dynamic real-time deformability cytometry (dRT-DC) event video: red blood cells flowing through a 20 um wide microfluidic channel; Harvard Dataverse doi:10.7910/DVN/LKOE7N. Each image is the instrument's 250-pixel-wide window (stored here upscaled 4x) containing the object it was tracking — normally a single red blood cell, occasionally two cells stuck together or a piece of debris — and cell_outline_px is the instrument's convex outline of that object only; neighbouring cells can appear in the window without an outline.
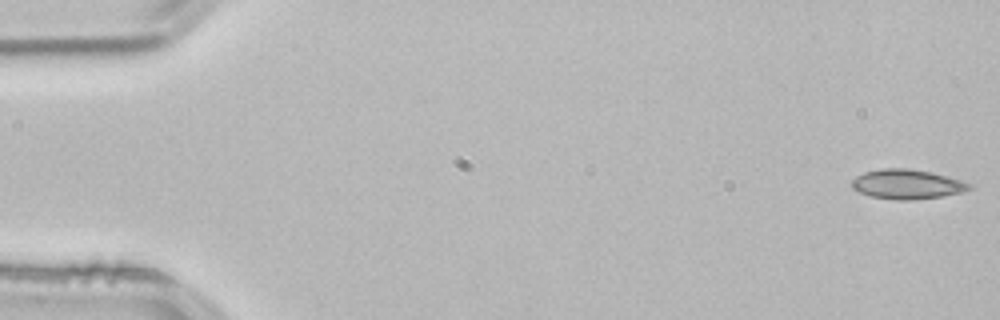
{"species": "common noctule bat (a hibernating species)", "species_latin": "Nyctalus noctula", "temperature_condition": "room temperature", "stored_images_in_passage": 51, "camera_frame_rate_fps": 3000, "um_per_image_px": 0.085, "animal": {"sex": "male", "body_mass_g": 21.5, "forearm_length_mm": 52.0}, "frame": {"image": 1, "passage_image": 1, "time_ms": 0.0, "image_size_px": [1000, 320], "cell_outline_px": [[972, 188], [964, 192], [940, 196], [912, 200], [896, 200], [872, 196], [860, 192], [852, 188], [852, 180], [856, 176], [864, 172], [880, 168], [908, 168], [932, 172], [960, 180], [972, 184]], "centroid_in_image_um": [77.1, 15.65], "position_along_channel_um": 7.9, "area_um2": 20.23}}
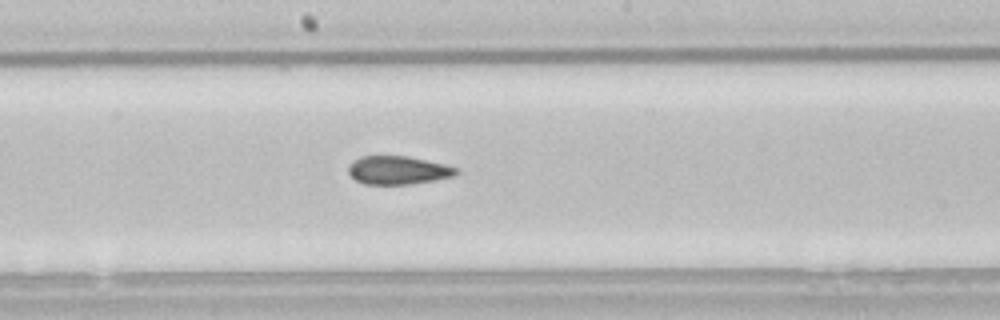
{"frame": {"image": 2, "passage_image": 28, "time_ms": 9.0, "image_size_px": [1000, 320], "cell_outline_px": [[460, 172], [452, 176], [436, 180], [412, 184], [364, 184], [356, 180], [348, 172], [348, 164], [360, 156], [408, 156], [444, 164], [456, 168]], "centroid_in_image_um": [33.81, 14.47], "position_along_channel_um": 214.4, "area_um2": 17.8}}
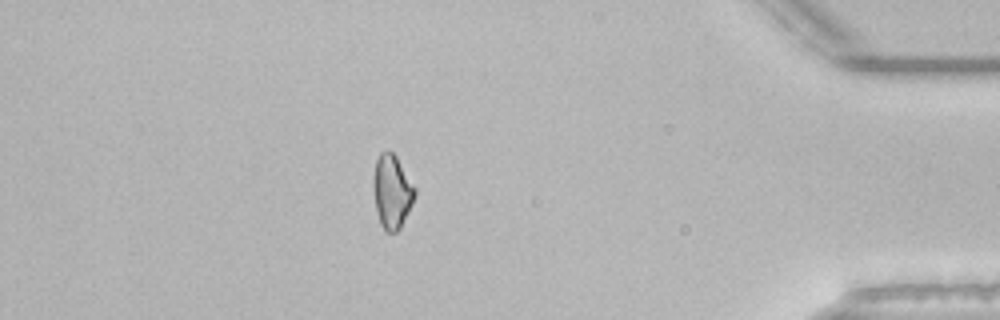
{"frame": {"image": 3, "passage_image": 46, "time_ms": 15.0, "image_size_px": [1000, 320], "cell_outline_px": [[416, 192], [412, 204], [400, 228], [396, 232], [384, 232], [380, 224], [376, 208], [372, 188], [372, 184], [376, 160], [380, 152], [388, 148], [396, 156], [416, 188]], "centroid_in_image_um": [33.3, 16.27], "position_along_channel_um": 401.9, "area_um2": 17.98}}